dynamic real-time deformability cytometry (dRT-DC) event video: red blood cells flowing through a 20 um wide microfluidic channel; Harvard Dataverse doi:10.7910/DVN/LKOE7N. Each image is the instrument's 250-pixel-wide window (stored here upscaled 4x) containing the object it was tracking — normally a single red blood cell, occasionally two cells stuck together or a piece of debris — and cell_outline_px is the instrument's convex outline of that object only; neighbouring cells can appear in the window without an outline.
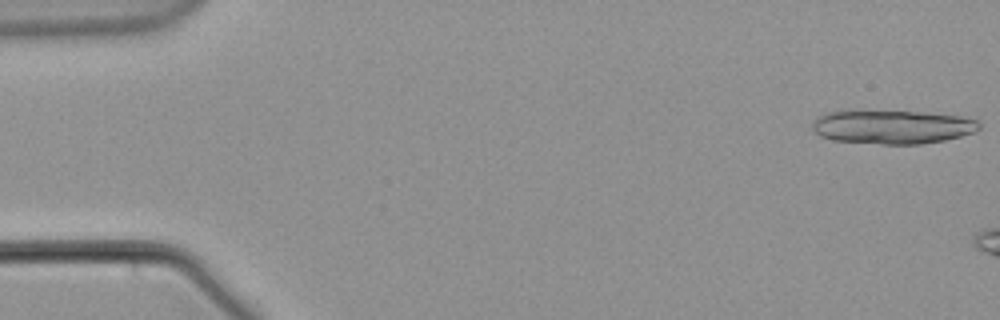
{"species": "common noctule bat (a hibernating species)", "species_latin": "Nyctalus noctula", "temperature_condition": "warm", "stored_images_in_passage": 11, "camera_frame_rate_fps": 3000, "um_per_image_px": 0.085, "animal": {"sex": "male", "body_mass_g": 21.5, "forearm_length_mm": 52.0}, "frame": {"image": 1, "passage_image": 1, "time_ms": 0.0, "image_size_px": [1000, 320], "cell_outline_px": [[980, 128], [972, 132], [960, 136], [944, 140], [920, 144], [880, 144], [832, 140], [820, 136], [812, 128], [812, 120], [816, 116], [824, 112], [924, 112], [960, 116], [976, 120], [980, 124]], "centroid_in_image_um": [75.82, 10.8], "position_along_channel_um": 9.2, "area_um2": 32.43}}